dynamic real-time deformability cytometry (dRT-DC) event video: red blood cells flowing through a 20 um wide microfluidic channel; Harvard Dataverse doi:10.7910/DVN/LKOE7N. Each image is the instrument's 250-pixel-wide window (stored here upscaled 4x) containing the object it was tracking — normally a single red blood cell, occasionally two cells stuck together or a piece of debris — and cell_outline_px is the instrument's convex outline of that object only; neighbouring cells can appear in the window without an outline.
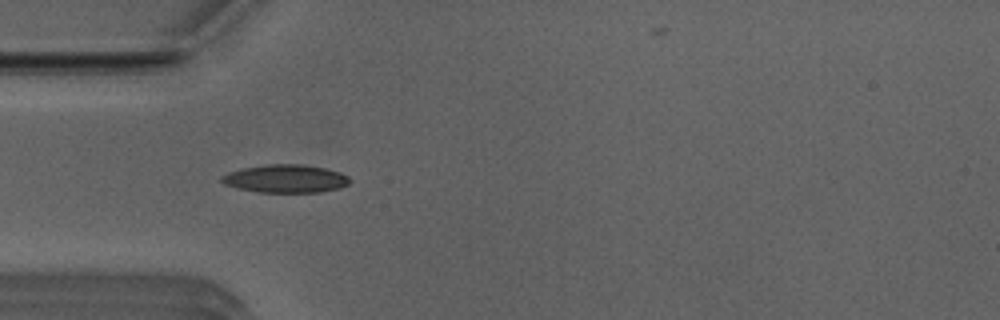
{"species": "Egyptian fruit bat (a non-hibernating species)", "species_latin": "Rousettus aegyptiacus", "temperature_condition": "room temperature", "stored_images_in_passage": 27, "camera_frame_rate_fps": 3000, "um_per_image_px": 0.085, "animal": {"sex": "male"}, "frame": {"image": 1, "passage_image": 6, "time_ms": 1.667, "image_size_px": [1000, 320], "cell_outline_px": [[352, 180], [348, 184], [340, 188], [320, 192], [256, 192], [236, 188], [224, 184], [220, 180], [220, 176], [228, 172], [244, 168], [268, 164], [304, 164], [324, 168], [340, 172], [348, 176]], "centroid_in_image_um": [24.27, 15.19], "position_along_channel_um": 60.7, "area_um2": 21.1}}
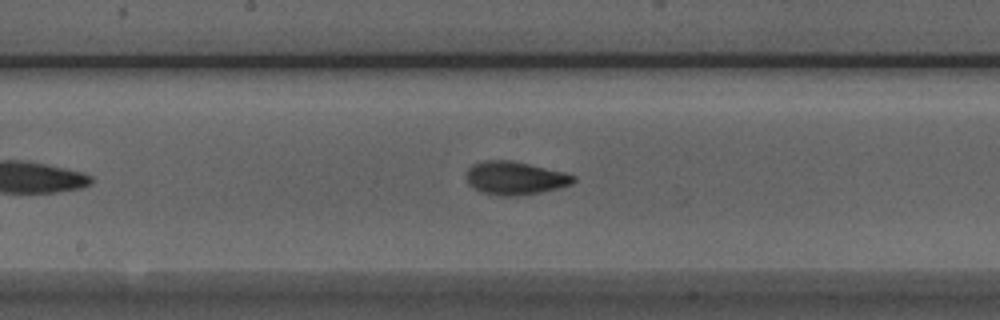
{"frame": {"image": 2, "passage_image": 17, "time_ms": 5.333, "image_size_px": [1000, 320], "cell_outline_px": [[576, 180], [572, 184], [540, 192], [516, 196], [500, 196], [480, 192], [472, 188], [468, 184], [468, 168], [472, 164], [484, 160], [512, 160], [564, 172], [576, 176]], "centroid_in_image_um": [43.76, 15.13], "position_along_channel_um": 204.4, "area_um2": 20.75}}
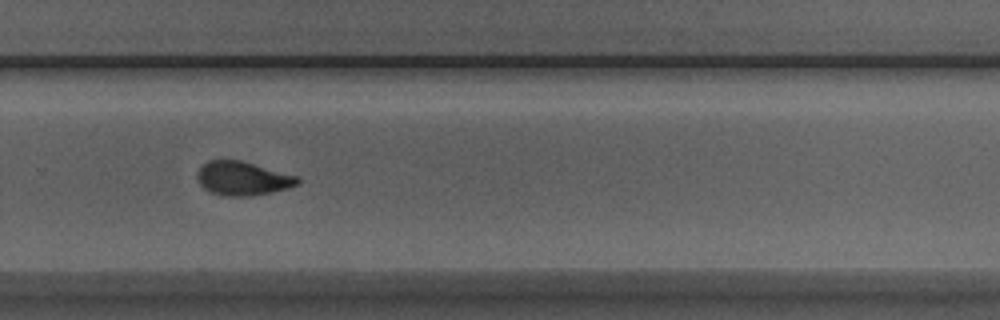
{"frame": {"image": 3, "passage_image": 25, "time_ms": 8.0, "image_size_px": [1000, 320], "cell_outline_px": [[300, 184], [288, 188], [272, 192], [252, 196], [224, 196], [208, 192], [200, 184], [196, 176], [196, 172], [208, 160], [240, 160], [300, 176]], "centroid_in_image_um": [20.65, 15.17], "position_along_channel_um": 309.2, "area_um2": 20.06}}